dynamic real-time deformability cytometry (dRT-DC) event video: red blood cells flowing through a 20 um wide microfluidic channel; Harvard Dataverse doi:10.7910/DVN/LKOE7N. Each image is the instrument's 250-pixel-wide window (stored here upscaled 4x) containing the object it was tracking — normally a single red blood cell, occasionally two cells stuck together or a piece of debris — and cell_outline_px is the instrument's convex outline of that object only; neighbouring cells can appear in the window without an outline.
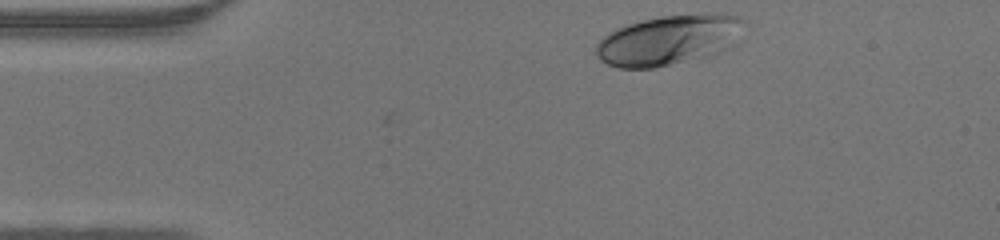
{"species": "human", "species_latin": "Homo sapiens", "temperature_condition": "warm", "stored_images_in_passage": 31, "camera_frame_rate_fps": 3000, "um_per_image_px": 0.085, "donor": {"sex": "male"}, "frame": {"image": 1, "passage_image": 1, "time_ms": 0.0, "image_size_px": [1000, 240], "cell_outline_px": [[744, 20], [736, 44], [708, 56], [656, 68], [620, 68], [608, 64], [600, 60], [596, 52], [596, 44], [608, 32], [628, 24], [660, 16], [704, 12], [720, 12], [736, 16]], "centroid_in_image_um": [56.87, 3.39], "position_along_channel_um": 28.1, "area_um2": 43.41}}
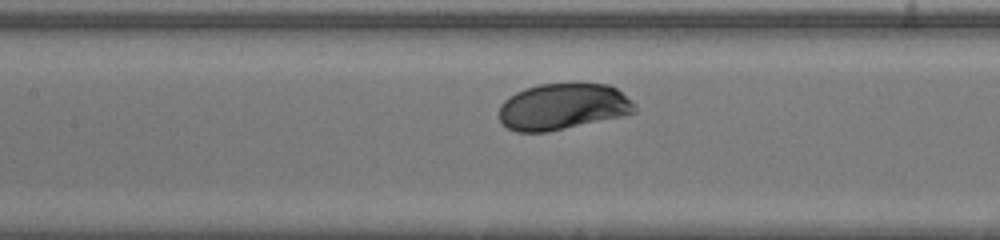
{"frame": {"image": 2, "passage_image": 14, "time_ms": 4.333, "image_size_px": [1000, 240], "cell_outline_px": [[636, 112], [624, 116], [548, 132], [516, 132], [508, 128], [500, 120], [500, 104], [508, 96], [524, 88], [540, 84], [608, 84], [616, 88], [632, 100], [636, 104]], "centroid_in_image_um": [47.86, 9.07], "position_along_channel_um": 159.5, "area_um2": 36.76}}
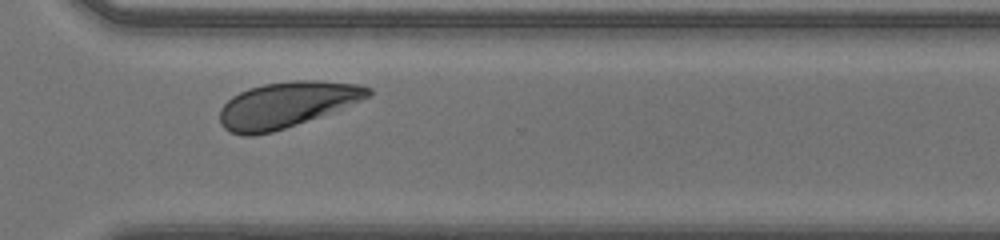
{"frame": {"image": 3, "passage_image": 27, "time_ms": 8.667, "image_size_px": [1000, 240], "cell_outline_px": [[372, 92], [368, 96], [360, 100], [320, 116], [272, 132], [252, 136], [244, 136], [232, 132], [224, 128], [220, 124], [220, 108], [232, 96], [248, 88], [264, 84], [292, 80], [320, 80], [356, 84], [372, 88]], "centroid_in_image_um": [24.31, 8.89], "position_along_channel_um": 346.3, "area_um2": 39.13}}